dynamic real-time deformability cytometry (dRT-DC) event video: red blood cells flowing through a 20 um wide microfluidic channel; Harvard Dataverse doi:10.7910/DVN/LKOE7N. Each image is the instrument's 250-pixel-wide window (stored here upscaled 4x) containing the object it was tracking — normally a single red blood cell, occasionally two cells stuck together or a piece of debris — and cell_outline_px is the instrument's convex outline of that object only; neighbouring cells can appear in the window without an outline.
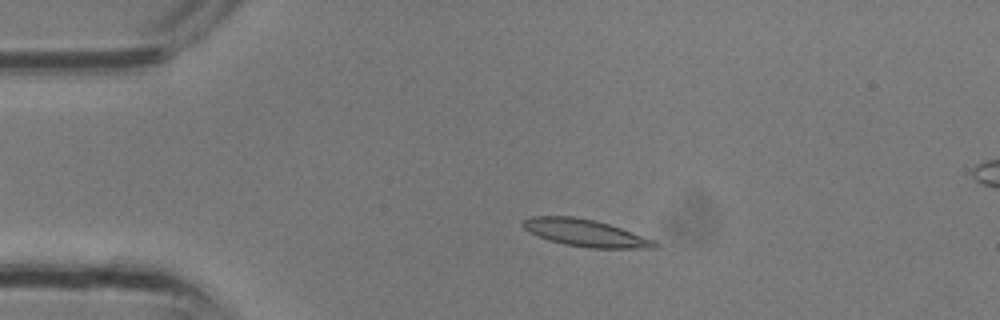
{"species": "common noctule bat (a hibernating species)", "species_latin": "Nyctalus noctula", "temperature_condition": "room temperature", "stored_images_in_passage": 32, "camera_frame_rate_fps": 3000, "um_per_image_px": 0.085, "animal": {"sex": "male", "body_mass_g": 13.3}, "frame": {"image": 1, "passage_image": 7, "time_ms": 2.0, "image_size_px": [1000, 320], "cell_outline_px": [[660, 248], [588, 248], [564, 244], [548, 240], [528, 232], [520, 224], [520, 220], [532, 216], [572, 216], [596, 220], [656, 240], [660, 244]], "centroid_in_image_um": [49.74, 19.8], "position_along_channel_um": 35.3, "area_um2": 21.1}}
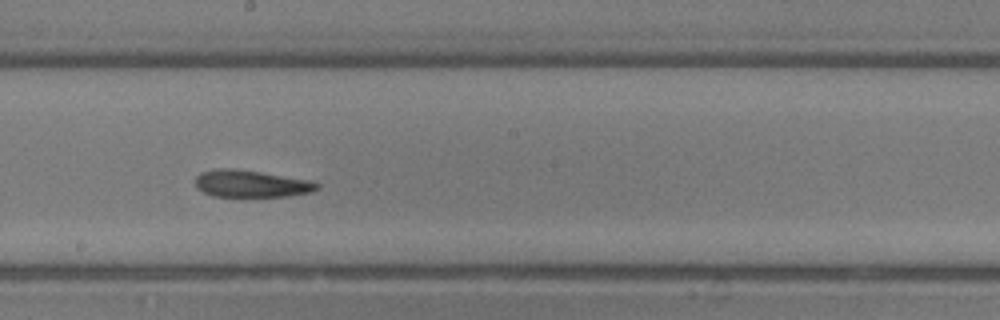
{"frame": {"image": 2, "passage_image": 18, "time_ms": 5.667, "image_size_px": [1000, 320], "cell_outline_px": [[320, 188], [312, 192], [288, 196], [212, 196], [196, 188], [196, 176], [200, 172], [220, 168], [228, 168], [260, 172], [308, 180], [320, 184]], "centroid_in_image_um": [21.34, 15.62], "position_along_channel_um": 226.9, "area_um2": 19.02}}
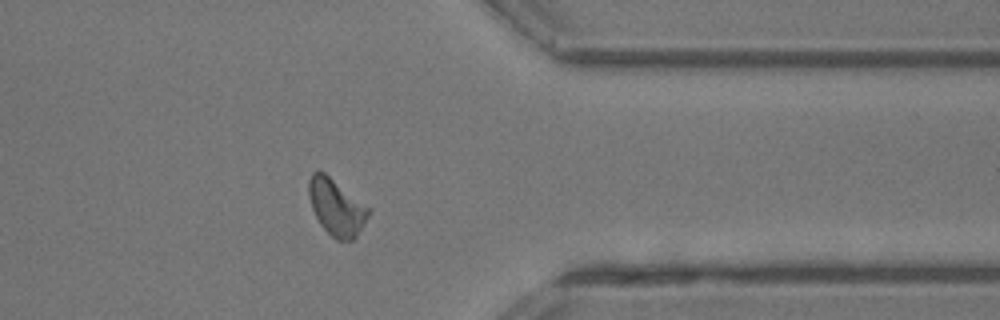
{"frame": {"image": 3, "passage_image": 26, "time_ms": 8.333, "image_size_px": [1000, 320], "cell_outline_px": [[372, 212], [356, 236], [352, 240], [336, 240], [320, 224], [312, 208], [308, 196], [308, 180], [312, 172], [324, 172], [372, 208]], "centroid_in_image_um": [28.62, 17.6], "position_along_channel_um": 382.8, "area_um2": 19.77}}